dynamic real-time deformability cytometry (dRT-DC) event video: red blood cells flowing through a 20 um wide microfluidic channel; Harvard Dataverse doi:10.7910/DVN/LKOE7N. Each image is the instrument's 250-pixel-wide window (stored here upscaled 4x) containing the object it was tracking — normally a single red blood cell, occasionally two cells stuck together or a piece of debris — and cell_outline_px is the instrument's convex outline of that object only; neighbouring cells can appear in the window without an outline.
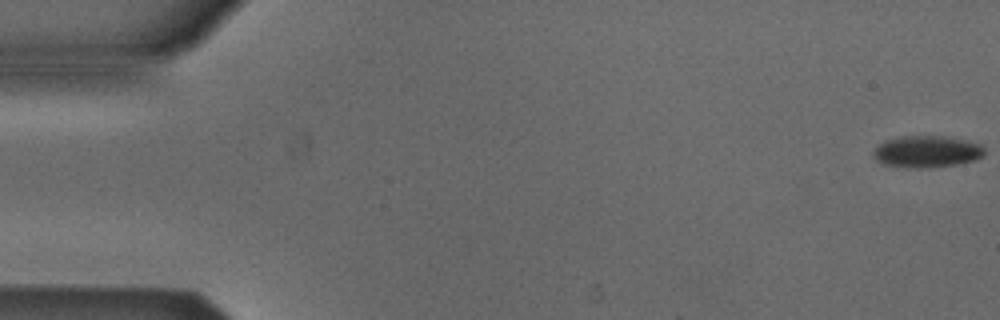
{"species": "Egyptian fruit bat (a non-hibernating species)", "species_latin": "Rousettus aegyptiacus", "temperature_condition": "cold", "stored_images_in_passage": 48, "camera_frame_rate_fps": 3000, "um_per_image_px": 0.085, "animal": {"sex": "male"}, "frame": {"image": 1, "passage_image": 1, "time_ms": 0.0, "image_size_px": [1000, 320], "cell_outline_px": [[984, 156], [976, 160], [956, 164], [928, 168], [908, 168], [884, 164], [876, 160], [872, 156], [872, 152], [880, 144], [888, 140], [904, 136], [944, 136], [984, 144]], "centroid_in_image_um": [78.81, 12.89], "position_along_channel_um": 6.2, "area_um2": 20.63}}
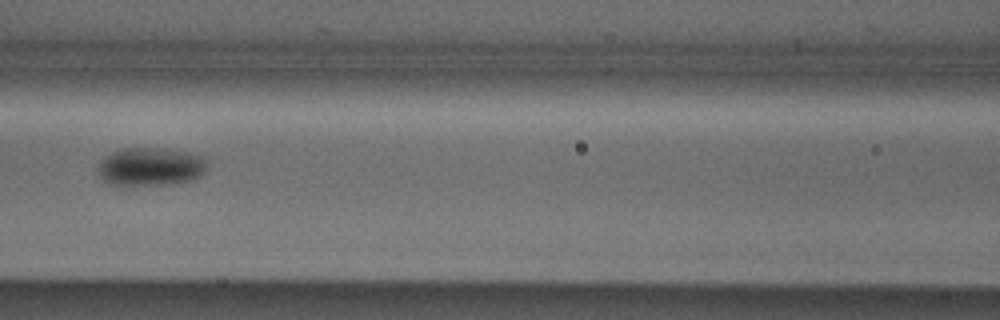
{"frame": {"image": 2, "passage_image": 24, "time_ms": 7.667, "image_size_px": [1000, 320], "cell_outline_px": [[208, 164], [204, 172], [200, 176], [192, 180], [168, 184], [108, 184], [100, 176], [96, 168], [100, 160], [104, 156], [120, 148], [160, 148], [188, 152], [204, 156]], "centroid_in_image_um": [12.79, 14.14], "position_along_channel_um": 153.8, "area_um2": 24.45}}
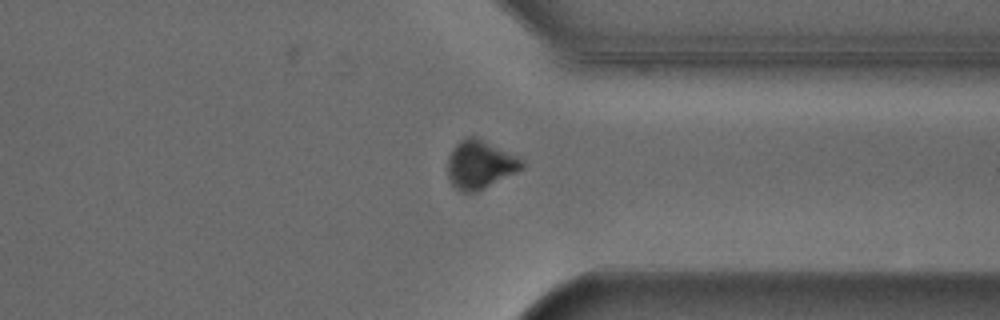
{"frame": {"image": 3, "passage_image": 41, "time_ms": 13.333, "image_size_px": [1000, 320], "cell_outline_px": [[524, 168], [476, 192], [464, 192], [456, 188], [452, 184], [448, 176], [448, 156], [452, 148], [464, 136], [476, 136], [520, 156], [524, 160]], "centroid_in_image_um": [40.82, 13.95], "position_along_channel_um": 370.6, "area_um2": 21.15}, "authors_computed_cell_mechanics": {"area_um2": 22.3108, "velocity_mm_per_s": 3.8618, "shape_relaxation_time_tau1_ms": 5.3252, "shape_relaxation_time_tau2_ms": null, "deformation_change_tau1": 0.0873, "deformation_change_tau2": null}}